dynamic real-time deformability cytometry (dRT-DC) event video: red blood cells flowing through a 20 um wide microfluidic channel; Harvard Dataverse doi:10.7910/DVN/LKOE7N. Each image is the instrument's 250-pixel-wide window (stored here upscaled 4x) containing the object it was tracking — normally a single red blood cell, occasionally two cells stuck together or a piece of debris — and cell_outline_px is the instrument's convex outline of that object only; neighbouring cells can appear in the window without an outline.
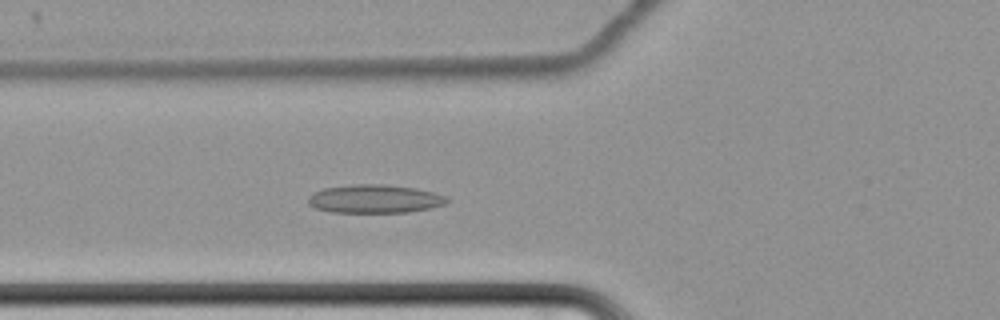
{"species": "common noctule bat (a hibernating species)", "species_latin": "Nyctalus noctula", "temperature_condition": "cold", "stored_images_in_passage": 63, "camera_frame_rate_fps": 3000, "um_per_image_px": 0.085, "animal": {"sex": "female", "body_mass_g": 22.7, "forearm_length_mm": 54.2}, "frame": {"image": 1, "passage_image": 25, "time_ms": 8.0, "image_size_px": [1000, 320], "cell_outline_px": [[452, 200], [448, 204], [432, 208], [408, 212], [332, 212], [316, 208], [308, 204], [308, 196], [324, 188], [352, 184], [384, 184], [416, 188], [432, 192], [444, 196]], "centroid_in_image_um": [31.9, 16.9], "position_along_channel_um": 93.9, "area_um2": 23.06}}
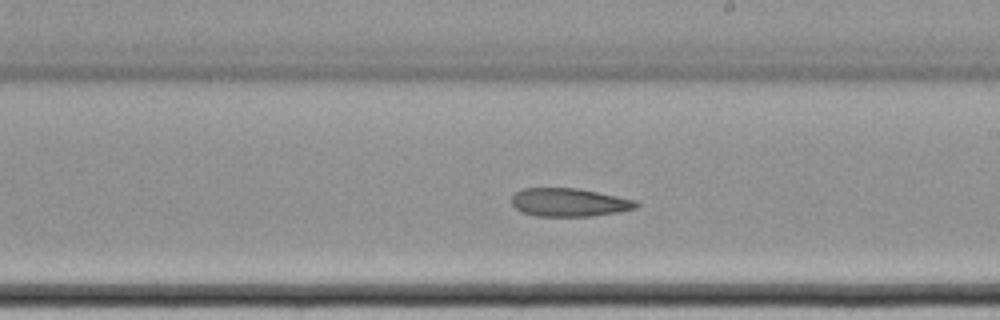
{"frame": {"image": 2, "passage_image": 38, "time_ms": 12.333, "image_size_px": [1000, 320], "cell_outline_px": [[640, 204], [636, 208], [620, 212], [588, 216], [536, 216], [520, 212], [512, 204], [512, 196], [520, 188], [576, 188], [636, 200]], "centroid_in_image_um": [48.36, 17.2], "position_along_channel_um": 240.6, "area_um2": 20.52}}
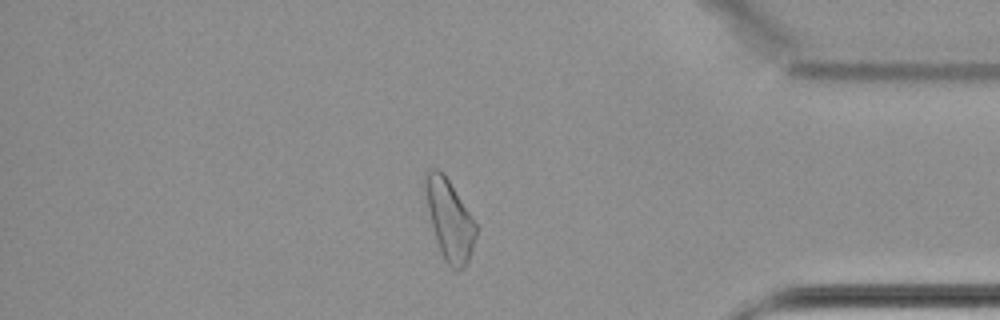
{"frame": {"image": 3, "passage_image": 54, "time_ms": 17.667, "image_size_px": [1000, 320], "cell_outline_px": [[476, 236], [468, 264], [464, 268], [456, 272], [444, 260], [436, 240], [424, 192], [424, 176], [432, 168], [436, 168], [448, 180], [472, 216], [476, 224]], "centroid_in_image_um": [38.22, 18.73], "position_along_channel_um": 397.0, "area_um2": 23.41}}